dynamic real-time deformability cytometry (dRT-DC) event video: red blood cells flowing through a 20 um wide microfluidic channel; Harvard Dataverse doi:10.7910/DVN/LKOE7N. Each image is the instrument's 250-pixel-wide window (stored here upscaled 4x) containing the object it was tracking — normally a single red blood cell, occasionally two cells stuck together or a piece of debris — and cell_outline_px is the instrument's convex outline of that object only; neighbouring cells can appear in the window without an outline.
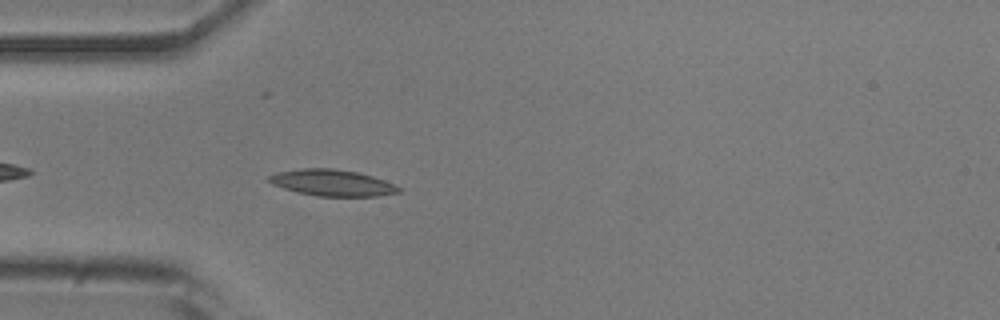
{"species": "common noctule bat (a hibernating species)", "species_latin": "Nyctalus noctula", "temperature_condition": "room temperature", "stored_images_in_passage": 41, "camera_frame_rate_fps": 3000, "um_per_image_px": 0.085, "animal": {"sex": "male", "body_mass_g": 20.5, "forearm_length_mm": 52.5}, "frame": {"image": 1, "passage_image": 4, "time_ms": 1.0, "image_size_px": [1000, 320], "cell_outline_px": [[400, 192], [376, 196], [316, 196], [296, 192], [272, 184], [268, 180], [268, 176], [276, 172], [300, 168], [332, 168], [356, 172], [372, 176], [384, 180], [400, 188]], "centroid_in_image_um": [28.19, 15.53], "position_along_channel_um": 56.8, "area_um2": 19.83}}
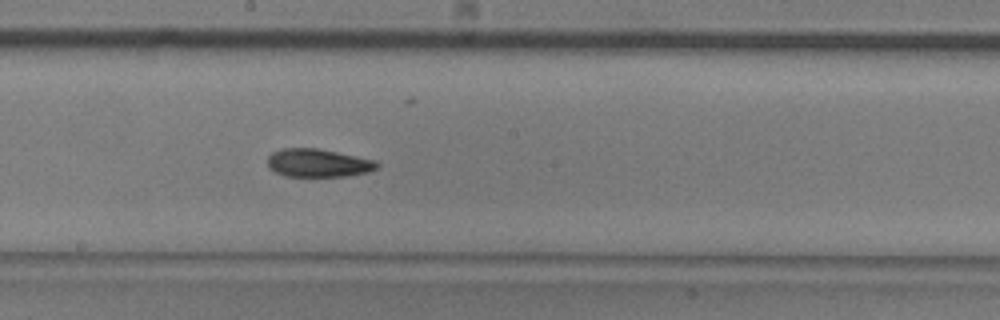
{"frame": {"image": 2, "passage_image": 17, "time_ms": 5.333, "image_size_px": [1000, 320], "cell_outline_px": [[380, 164], [376, 168], [368, 172], [348, 176], [284, 176], [268, 168], [268, 156], [272, 152], [284, 148], [316, 148], [376, 160]], "centroid_in_image_um": [27.03, 13.85], "position_along_channel_um": 221.2, "area_um2": 17.92}}
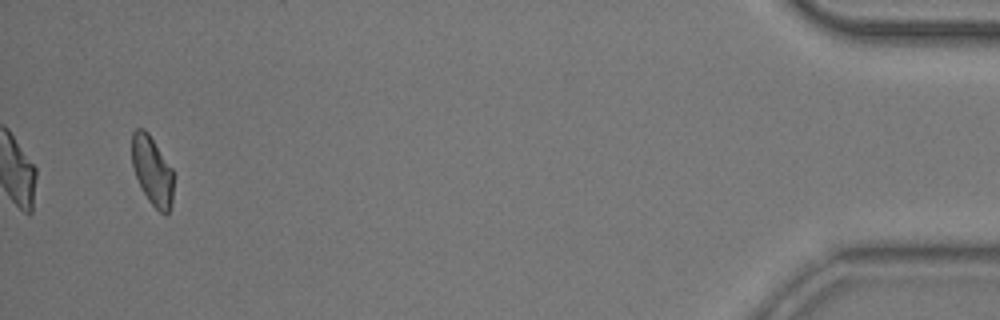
{"frame": {"image": 3, "passage_image": 39, "time_ms": 12.667, "image_size_px": [1000, 320], "cell_outline_px": [[172, 200], [168, 212], [164, 216], [148, 200], [136, 176], [132, 164], [132, 132], [136, 128], [144, 128], [148, 132], [172, 168]], "centroid_in_image_um": [12.93, 14.48], "position_along_channel_um": 422.3, "area_um2": 16.47}, "authors_computed_cell_mechanics": {"area_um2": 17.9758, "velocity_mm_per_s": 3.8626, "shape_relaxation_time_tau1_ms": 9.6124, "shape_relaxation_time_tau2_ms": null, "deformation_change_tau1": 0.203, "deformation_change_tau2": null}}